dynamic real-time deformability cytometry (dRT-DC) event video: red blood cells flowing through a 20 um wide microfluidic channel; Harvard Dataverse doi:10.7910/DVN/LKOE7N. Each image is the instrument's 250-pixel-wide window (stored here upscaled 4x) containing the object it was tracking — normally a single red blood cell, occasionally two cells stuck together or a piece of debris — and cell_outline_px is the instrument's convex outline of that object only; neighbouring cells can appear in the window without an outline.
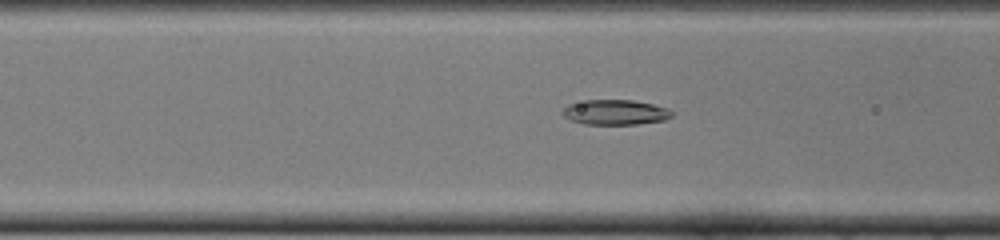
{"species": "common noctule bat (a hibernating species)", "species_latin": "Nyctalus noctula", "temperature_condition": "cold", "stored_images_in_passage": 41, "camera_frame_rate_fps": 3000, "um_per_image_px": 0.085, "animal": {"sex": "female", "body_mass_g": 22.0, "forearm_length_mm": 56.7}, "frame": {"image": 1, "passage_image": 10, "time_ms": 3.0, "image_size_px": [1000, 240], "cell_outline_px": [[672, 116], [664, 120], [636, 124], [584, 124], [568, 120], [560, 112], [568, 104], [588, 100], [632, 100], [652, 104], [668, 108], [672, 112]], "centroid_in_image_um": [52.26, 9.54], "position_along_channel_um": 114.3, "area_um2": 15.95}}
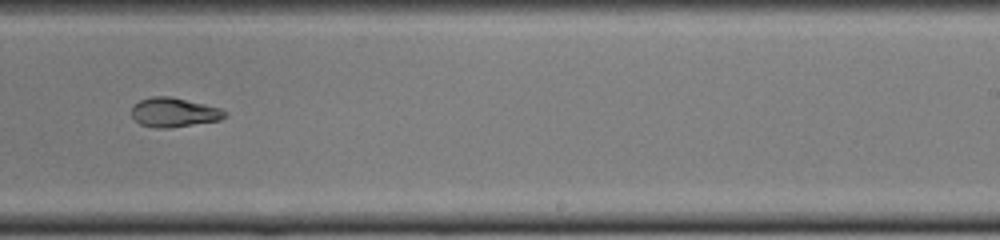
{"frame": {"image": 2, "passage_image": 22, "time_ms": 7.0, "image_size_px": [1000, 240], "cell_outline_px": [[228, 116], [220, 120], [172, 128], [152, 128], [140, 124], [132, 116], [132, 104], [140, 100], [152, 96], [168, 96], [204, 104], [220, 108], [228, 112]], "centroid_in_image_um": [14.79, 9.56], "position_along_channel_um": 274.2, "area_um2": 16.07}}
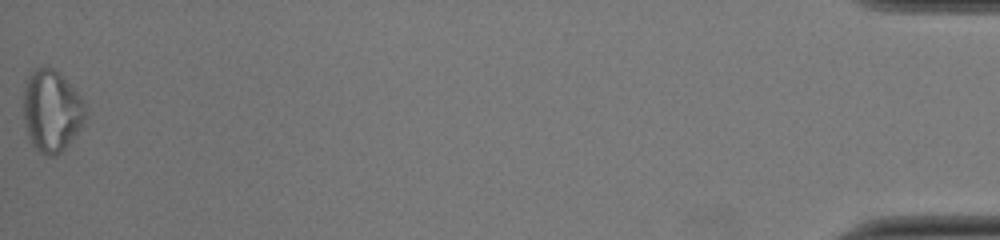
{"frame": {"image": 3, "passage_image": 41, "time_ms": 13.333, "image_size_px": [1000, 240], "cell_outline_px": [[88, 112], [84, 124], [64, 148], [56, 156], [48, 156], [40, 152], [32, 144], [28, 136], [24, 120], [24, 80], [36, 68], [52, 68], [60, 72], [84, 100]], "centroid_in_image_um": [4.41, 9.41], "position_along_channel_um": 430.8, "area_um2": 29.77}, "authors_computed_cell_mechanics": {"area_um2": 16.2418, "velocity_mm_per_s": 4.009, "shape_relaxation_time_tau1_ms": null, "shape_relaxation_time_tau2_ms": 3.7892, "deformation_change_tau1": null, "deformation_change_tau2": 0.0998}}